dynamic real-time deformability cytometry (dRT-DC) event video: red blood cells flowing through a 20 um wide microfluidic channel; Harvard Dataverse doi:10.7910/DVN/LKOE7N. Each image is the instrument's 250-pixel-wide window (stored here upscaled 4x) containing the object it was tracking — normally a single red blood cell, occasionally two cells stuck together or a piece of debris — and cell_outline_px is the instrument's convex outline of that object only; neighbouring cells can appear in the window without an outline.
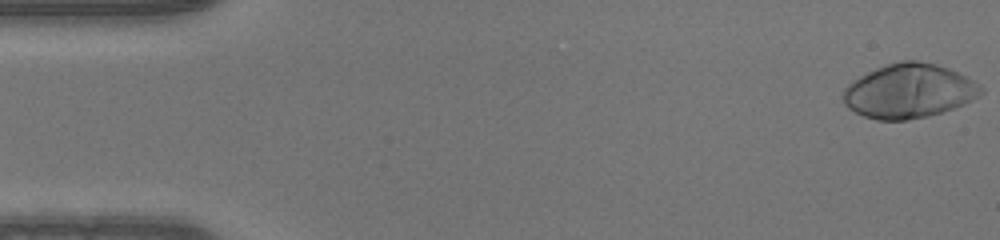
{"species": "human", "species_latin": "Homo sapiens", "temperature_condition": "warm", "stored_images_in_passage": 48, "camera_frame_rate_fps": 3000, "um_per_image_px": 0.085, "donor": {"sex": "male"}, "frame": {"image": 1, "passage_image": 1, "time_ms": 0.0, "image_size_px": [1000, 240], "cell_outline_px": [[984, 92], [972, 100], [956, 108], [928, 116], [908, 120], [876, 120], [864, 116], [848, 108], [844, 104], [844, 88], [848, 84], [860, 76], [876, 68], [900, 60], [916, 60], [936, 64], [948, 68], [980, 84], [984, 88]], "centroid_in_image_um": [77.28, 7.74], "position_along_channel_um": 7.7, "area_um2": 43.52}}
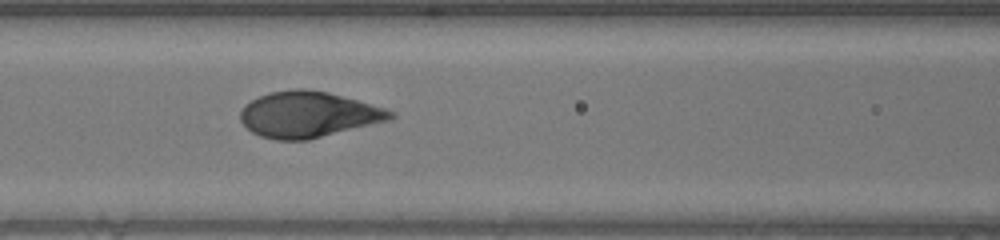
{"frame": {"image": 2, "passage_image": 21, "time_ms": 6.667, "image_size_px": [1000, 240], "cell_outline_px": [[396, 116], [392, 120], [308, 140], [276, 140], [260, 136], [252, 132], [240, 120], [240, 112], [244, 104], [268, 92], [292, 88], [304, 88], [328, 92], [384, 108], [396, 112]], "centroid_in_image_um": [26.21, 9.73], "position_along_channel_um": 140.4, "area_um2": 40.34}}
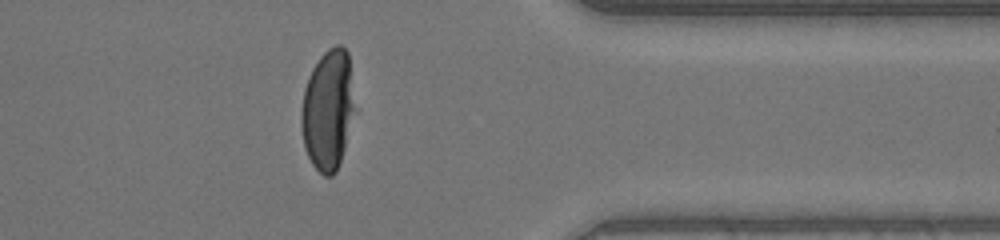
{"frame": {"image": 3, "passage_image": 40, "time_ms": 13.0, "image_size_px": [1000, 240], "cell_outline_px": [[352, 108], [344, 148], [336, 172], [332, 176], [324, 176], [312, 164], [308, 156], [304, 144], [300, 120], [300, 112], [304, 88], [308, 76], [312, 68], [320, 56], [328, 48], [336, 44], [340, 44], [348, 52], [352, 104]], "centroid_in_image_um": [27.8, 9.32], "position_along_channel_um": 383.6, "area_um2": 36.47}}